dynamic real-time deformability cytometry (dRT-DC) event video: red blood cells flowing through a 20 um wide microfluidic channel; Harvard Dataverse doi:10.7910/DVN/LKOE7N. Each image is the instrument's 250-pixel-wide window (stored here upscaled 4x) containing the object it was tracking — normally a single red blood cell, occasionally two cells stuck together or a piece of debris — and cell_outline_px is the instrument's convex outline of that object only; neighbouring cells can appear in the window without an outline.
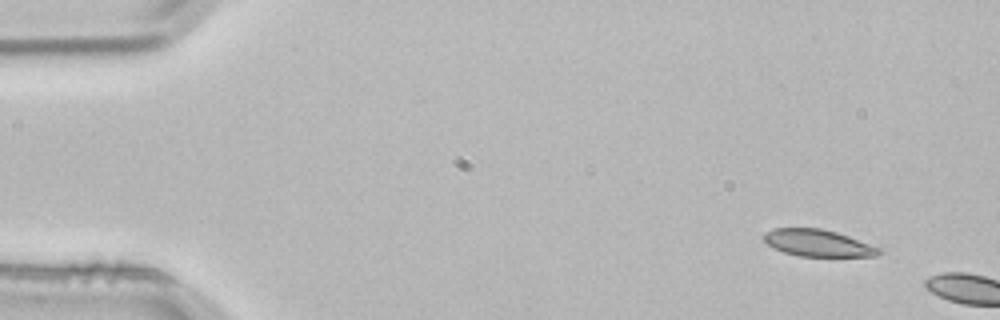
{"species": "common noctule bat (a hibernating species)", "species_latin": "Nyctalus noctula", "temperature_condition": "room temperature", "stored_images_in_passage": 2, "camera_frame_rate_fps": 3000, "um_per_image_px": 0.085, "animal": {"sex": "male", "body_mass_g": 21.5, "forearm_length_mm": 52.0}, "frame": {"image": 1, "passage_image": 1, "time_ms": 0.0, "image_size_px": [1000, 320], "cell_outline_px": [[884, 252], [876, 256], [800, 256], [784, 252], [768, 244], [764, 240], [764, 232], [772, 228], [820, 228], [836, 232], [884, 248]], "centroid_in_image_um": [69.59, 20.65], "position_along_channel_um": 15.4, "area_um2": 18.09}}